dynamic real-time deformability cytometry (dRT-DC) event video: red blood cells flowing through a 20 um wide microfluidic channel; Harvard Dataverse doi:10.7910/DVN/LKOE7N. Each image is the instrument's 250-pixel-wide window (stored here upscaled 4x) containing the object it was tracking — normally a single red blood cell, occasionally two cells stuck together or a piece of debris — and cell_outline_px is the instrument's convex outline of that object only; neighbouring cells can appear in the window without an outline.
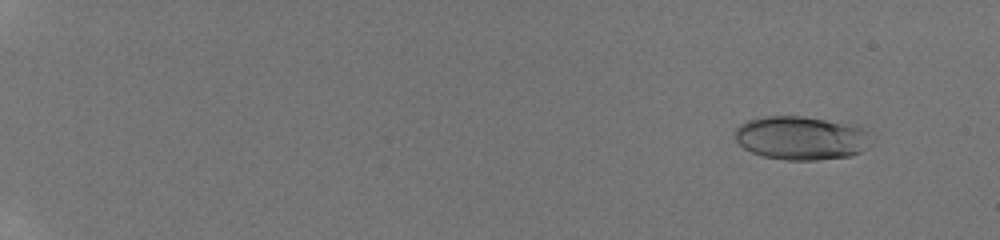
{"species": "human", "species_latin": "Homo sapiens", "temperature_condition": "room temperature", "stored_images_in_passage": 53, "camera_frame_rate_fps": 3000, "um_per_image_px": 0.085, "donor": {"sex": "male"}, "frame": {"image": 1, "passage_image": 6, "time_ms": 1.667, "image_size_px": [1000, 240], "cell_outline_px": [[864, 132], [860, 152], [852, 156], [816, 160], [784, 160], [764, 156], [752, 152], [744, 148], [736, 140], [736, 128], [740, 124], [748, 120], [764, 116], [804, 116], [860, 124]], "centroid_in_image_um": [68.01, 11.71], "position_along_channel_um": 17.0, "area_um2": 34.16}}
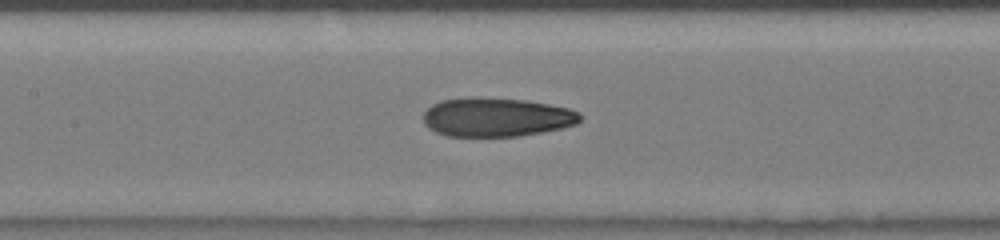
{"frame": {"image": 2, "passage_image": 30, "time_ms": 9.667, "image_size_px": [1000, 240], "cell_outline_px": [[580, 120], [576, 124], [560, 128], [520, 136], [448, 136], [436, 132], [428, 128], [424, 124], [424, 112], [432, 104], [440, 100], [472, 96], [480, 96], [528, 100], [568, 108], [580, 112]], "centroid_in_image_um": [42.17, 9.94], "position_along_channel_um": 165.2, "area_um2": 35.84}}
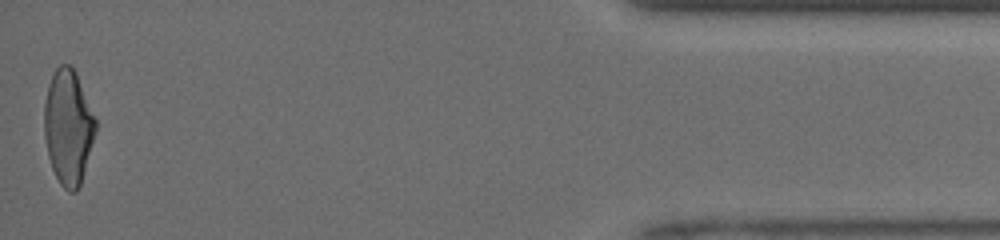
{"frame": {"image": 3, "passage_image": 53, "time_ms": 17.333, "image_size_px": [1000, 240], "cell_outline_px": [[96, 132], [80, 184], [76, 192], [68, 192], [60, 184], [52, 168], [48, 156], [44, 136], [44, 104], [48, 84], [56, 68], [60, 64], [68, 64], [76, 72], [96, 120]], "centroid_in_image_um": [5.78, 10.8], "position_along_channel_um": 429.4, "area_um2": 34.22}, "authors_computed_cell_mechanics": {"area_um2": 34.5066, "velocity_mm_per_s": 4.276, "shape_relaxation_time_tau1_ms": 6.9836, "shape_relaxation_time_tau2_ms": 1.7004, "deformation_change_tau1": 0.2396, "deformation_change_tau2": 0.0865}}